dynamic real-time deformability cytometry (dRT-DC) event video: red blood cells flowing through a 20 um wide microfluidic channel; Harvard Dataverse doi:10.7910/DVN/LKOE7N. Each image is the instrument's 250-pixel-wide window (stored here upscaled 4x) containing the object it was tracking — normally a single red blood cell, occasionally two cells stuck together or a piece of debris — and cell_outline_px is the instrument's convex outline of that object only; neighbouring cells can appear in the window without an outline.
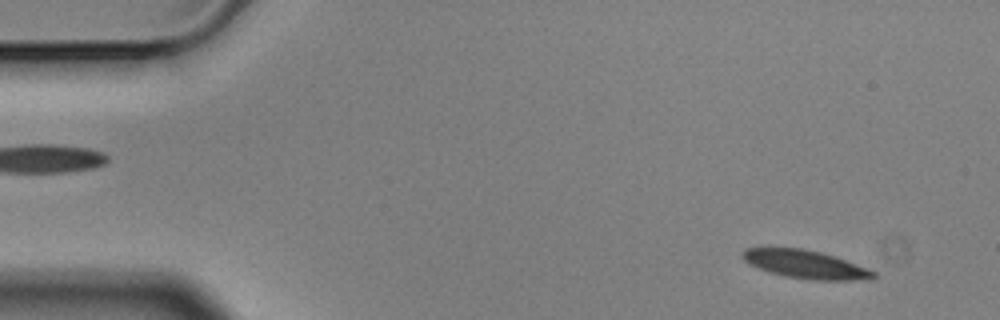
{"species": "Egyptian fruit bat (a non-hibernating species)", "species_latin": "Rousettus aegyptiacus", "temperature_condition": "cold", "stored_images_in_passage": 4, "camera_frame_rate_fps": 3000, "um_per_image_px": 0.085, "animal": {"sex": "male"}, "frame": {"image": 1, "passage_image": 1, "time_ms": 0.0, "image_size_px": [1000, 320], "cell_outline_px": [[876, 276], [868, 280], [812, 280], [784, 276], [768, 272], [748, 264], [740, 256], [740, 252], [744, 248], [804, 248], [820, 252], [844, 260], [876, 272]], "centroid_in_image_um": [68.39, 22.47], "position_along_channel_um": 16.6, "area_um2": 21.5}}
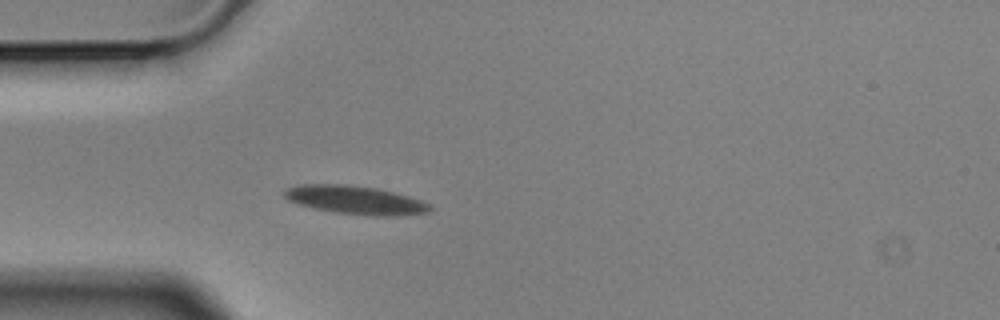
{"frame": {"image": 2, "passage_image": 4, "time_ms": 1.0, "image_size_px": [1000, 320], "cell_outline_px": [[432, 208], [428, 212], [396, 216], [372, 216], [336, 212], [312, 208], [288, 200], [284, 196], [284, 192], [288, 188], [300, 184], [344, 184], [376, 188], [408, 196], [420, 200], [428, 204]], "centroid_in_image_um": [30.19, 17.0], "position_along_channel_um": 54.8, "area_um2": 23.87}}